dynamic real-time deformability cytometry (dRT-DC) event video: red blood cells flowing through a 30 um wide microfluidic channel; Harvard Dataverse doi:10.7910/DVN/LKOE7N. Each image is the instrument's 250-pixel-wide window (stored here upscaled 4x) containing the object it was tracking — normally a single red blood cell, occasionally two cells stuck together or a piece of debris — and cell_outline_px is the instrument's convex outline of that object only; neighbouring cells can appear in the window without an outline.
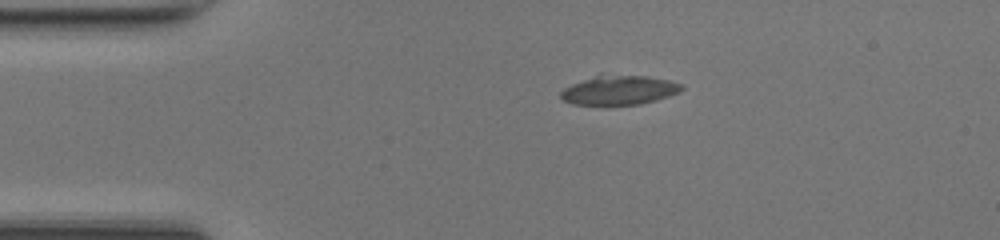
{"species": "common noctule bat (a hibernating species)", "species_latin": "Nyctalus noctula", "temperature_condition": "room temperature", "stored_images_in_passage": 33, "camera_frame_rate_fps": 3000, "um_per_image_px": 0.085, "animal": {"sex": "female", "body_mass_g": 17.0, "forearm_length_mm": 48.0}, "frame": {"image": 1, "passage_image": 1, "time_ms": 0.0, "image_size_px": [1000, 240], "cell_outline_px": [[684, 88], [668, 96], [656, 100], [640, 104], [572, 104], [564, 100], [560, 96], [560, 92], [564, 88], [572, 84], [600, 72], [648, 76], [668, 80], [684, 84]], "centroid_in_image_um": [52.61, 7.61], "position_along_channel_um": 32.4, "area_um2": 20.98}}
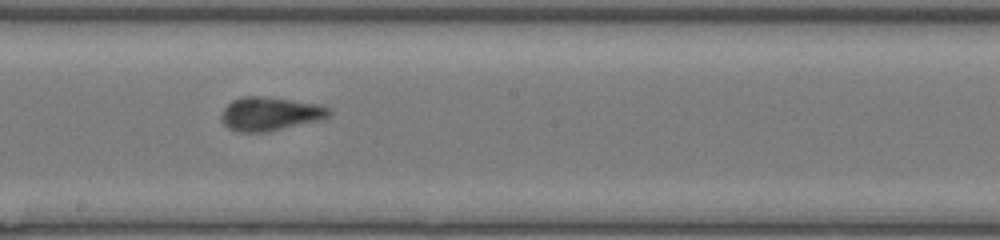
{"frame": {"image": 2, "passage_image": 18, "time_ms": 5.667, "image_size_px": [1000, 240], "cell_outline_px": [[332, 112], [328, 116], [316, 120], [268, 132], [240, 132], [228, 128], [224, 124], [220, 116], [224, 108], [232, 100], [240, 96], [260, 96], [320, 104], [328, 108]], "centroid_in_image_um": [22.9, 9.67], "position_along_channel_um": 225.3, "area_um2": 20.87}}
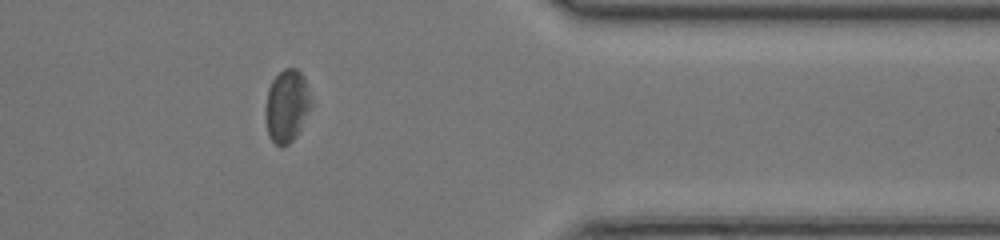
{"frame": {"image": 3, "passage_image": 31, "time_ms": 10.0, "image_size_px": [1000, 240], "cell_outline_px": [[312, 104], [296, 136], [288, 144], [280, 148], [272, 140], [268, 132], [264, 108], [268, 88], [272, 80], [284, 68], [296, 68], [304, 76]], "centroid_in_image_um": [24.36, 8.99], "position_along_channel_um": 387.0, "area_um2": 19.19}, "authors_computed_cell_mechanics": {"area_um2": 20.23, "velocity_mm_per_s": 4.1888, "shape_relaxation_time_tau1_ms": 4.002, "shape_relaxation_time_tau2_ms": 1.2931, "deformation_change_tau1": 0.1112, "deformation_change_tau2": 0.0715}}